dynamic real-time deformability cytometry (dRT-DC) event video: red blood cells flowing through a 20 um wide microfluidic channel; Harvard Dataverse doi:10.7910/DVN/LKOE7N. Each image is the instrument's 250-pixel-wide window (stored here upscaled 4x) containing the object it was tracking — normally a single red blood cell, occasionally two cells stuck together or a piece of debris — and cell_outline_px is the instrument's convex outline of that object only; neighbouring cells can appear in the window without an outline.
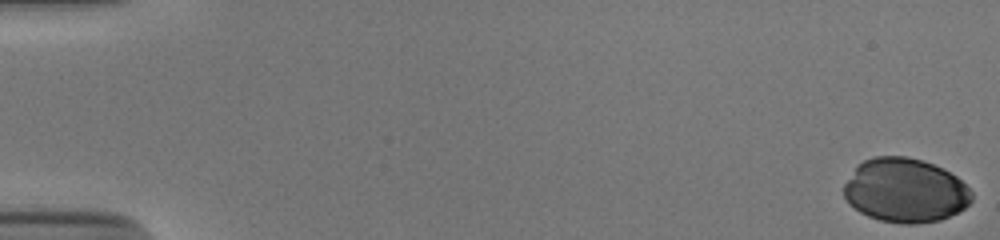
{"species": "human", "species_latin": "Homo sapiens", "temperature_condition": "cold", "stored_images_in_passage": 46, "camera_frame_rate_fps": 3000, "um_per_image_px": 0.085, "donor": {"sex": "male"}, "frame": {"image": 1, "passage_image": 1, "time_ms": 0.0, "image_size_px": [1000, 240], "cell_outline_px": [[972, 200], [964, 208], [940, 220], [916, 224], [900, 224], [880, 220], [868, 216], [860, 212], [848, 204], [844, 196], [844, 184], [856, 164], [872, 156], [908, 156], [944, 168], [956, 176], [972, 192]], "centroid_in_image_um": [76.9, 16.18], "position_along_channel_um": 8.1, "area_um2": 47.97}}
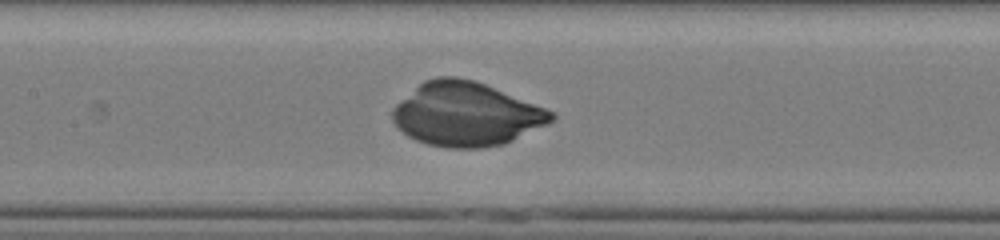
{"frame": {"image": 2, "passage_image": 27, "time_ms": 8.667, "image_size_px": [1000, 240], "cell_outline_px": [[556, 116], [548, 124], [504, 144], [480, 148], [448, 148], [428, 144], [416, 140], [408, 136], [396, 128], [392, 120], [392, 108], [396, 104], [424, 80], [436, 76], [456, 76], [476, 80], [544, 108], [552, 112]], "centroid_in_image_um": [39.58, 9.7], "position_along_channel_um": 167.8, "area_um2": 58.96}}
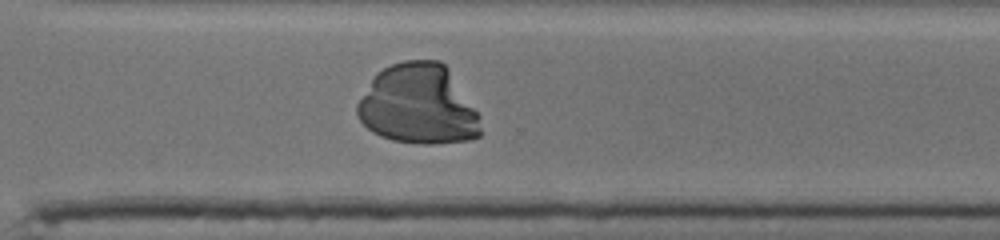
{"frame": {"image": 3, "passage_image": 40, "time_ms": 13.0, "image_size_px": [1000, 240], "cell_outline_px": [[480, 136], [472, 140], [432, 144], [420, 144], [392, 140], [380, 136], [372, 132], [360, 120], [356, 112], [356, 104], [376, 72], [392, 64], [404, 60], [440, 60], [448, 68], [480, 116]], "centroid_in_image_um": [35.55, 8.91], "position_along_channel_um": 335.1, "area_um2": 57.68}}